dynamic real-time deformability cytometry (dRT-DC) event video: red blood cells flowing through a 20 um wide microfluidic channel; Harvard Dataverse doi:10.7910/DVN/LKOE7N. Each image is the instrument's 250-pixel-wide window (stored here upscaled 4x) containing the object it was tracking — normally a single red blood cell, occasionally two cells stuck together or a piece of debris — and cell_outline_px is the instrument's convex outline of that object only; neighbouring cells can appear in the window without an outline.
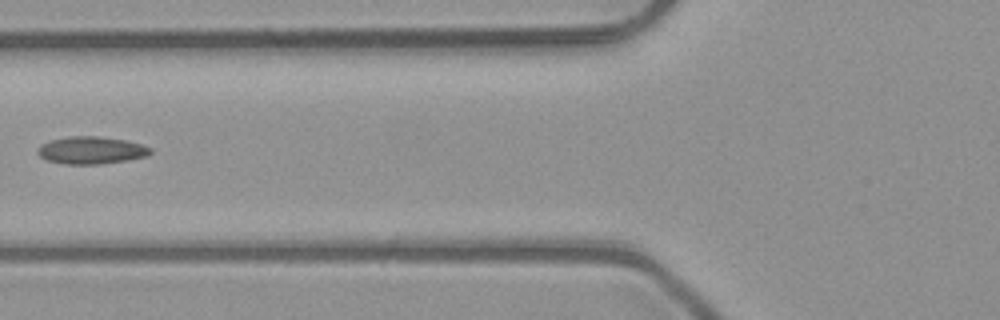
{"species": "common noctule bat (a hibernating species)", "species_latin": "Nyctalus noctula", "temperature_condition": "room temperature", "stored_images_in_passage": 7, "camera_frame_rate_fps": 3000, "um_per_image_px": 0.085, "animal": {"sex": "male", "body_mass_g": 23.1, "forearm_length_mm": 52.7}, "frame": {"image": 1, "passage_image": 5, "time_ms": 1.333, "image_size_px": [1000, 320], "cell_outline_px": [[152, 152], [148, 156], [128, 160], [100, 164], [64, 164], [48, 160], [40, 156], [36, 152], [40, 144], [52, 140], [68, 136], [100, 136], [124, 140], [140, 144], [152, 148]], "centroid_in_image_um": [7.76, 12.77], "position_along_channel_um": 118.0, "area_um2": 18.03}}
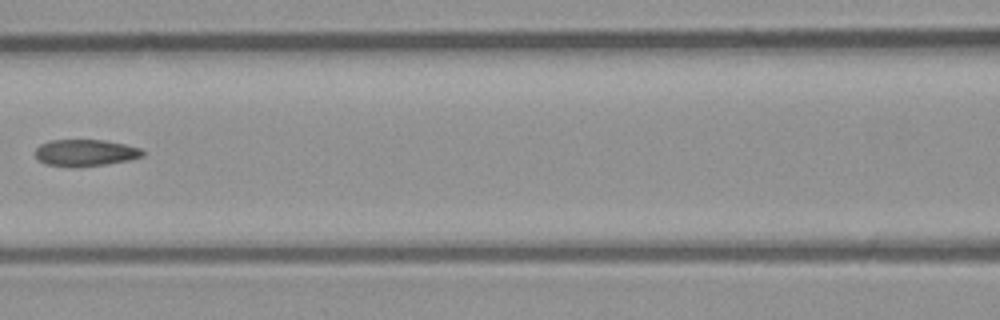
{"frame": {"image": 2, "passage_image": 6, "time_ms": 1.667, "image_size_px": [1000, 320], "cell_outline_px": [[144, 156], [128, 160], [108, 164], [76, 168], [72, 168], [44, 164], [36, 156], [36, 148], [40, 144], [48, 140], [104, 140], [124, 144], [140, 148], [144, 152]], "centroid_in_image_um": [7.24, 13.0], "position_along_channel_um": 159.4, "area_um2": 16.94}}
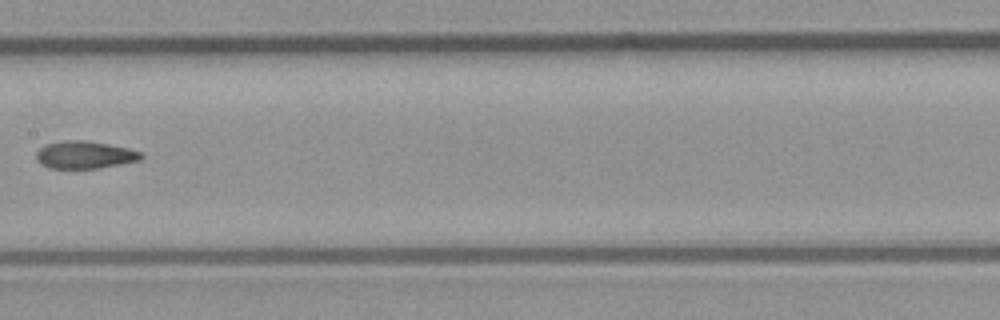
{"frame": {"image": 3, "passage_image": 7, "time_ms": 2.0, "image_size_px": [1000, 320], "cell_outline_px": [[144, 156], [140, 160], [100, 168], [48, 168], [40, 164], [36, 160], [36, 152], [40, 148], [48, 144], [64, 140], [84, 140], [108, 144], [128, 148], [144, 152]], "centroid_in_image_um": [7.22, 13.16], "position_along_channel_um": 200.2, "area_um2": 16.88}}